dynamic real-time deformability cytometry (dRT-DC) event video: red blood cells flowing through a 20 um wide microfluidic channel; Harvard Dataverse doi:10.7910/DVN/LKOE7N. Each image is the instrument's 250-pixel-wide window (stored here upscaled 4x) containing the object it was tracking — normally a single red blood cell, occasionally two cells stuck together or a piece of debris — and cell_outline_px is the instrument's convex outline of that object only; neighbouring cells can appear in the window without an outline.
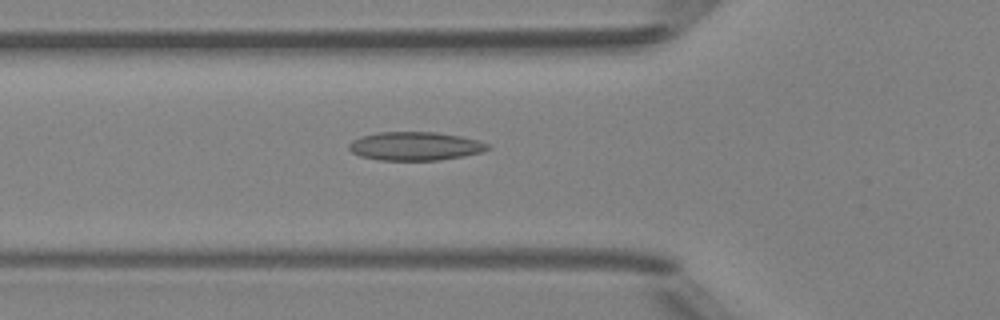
{"species": "Egyptian fruit bat (a non-hibernating species)", "species_latin": "Rousettus aegyptiacus", "temperature_condition": "room temperature", "stored_images_in_passage": 35, "camera_frame_rate_fps": 3000, "um_per_image_px": 0.085, "animal": {"sex": "female"}, "frame": {"image": 1, "passage_image": 4, "time_ms": 1.0, "image_size_px": [1000, 320], "cell_outline_px": [[488, 148], [480, 152], [464, 156], [440, 160], [380, 160], [360, 156], [352, 152], [348, 148], [348, 144], [352, 140], [360, 136], [380, 132], [436, 132], [460, 136], [476, 140], [488, 144]], "centroid_in_image_um": [35.23, 12.42], "position_along_channel_um": 90.6, "area_um2": 22.95}}
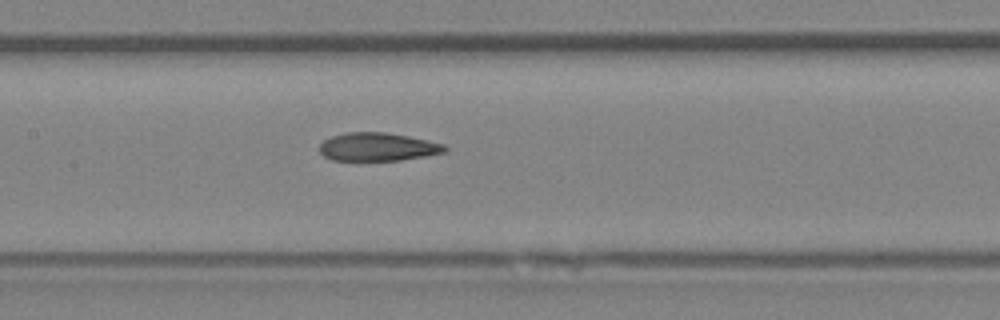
{"frame": {"image": 2, "passage_image": 10, "time_ms": 3.0, "image_size_px": [1000, 320], "cell_outline_px": [[448, 152], [428, 156], [400, 160], [332, 160], [324, 156], [320, 152], [320, 144], [324, 140], [332, 136], [344, 132], [384, 132], [408, 136], [444, 144], [448, 148]], "centroid_in_image_um": [32.14, 12.48], "position_along_channel_um": 175.3, "area_um2": 20.69}}
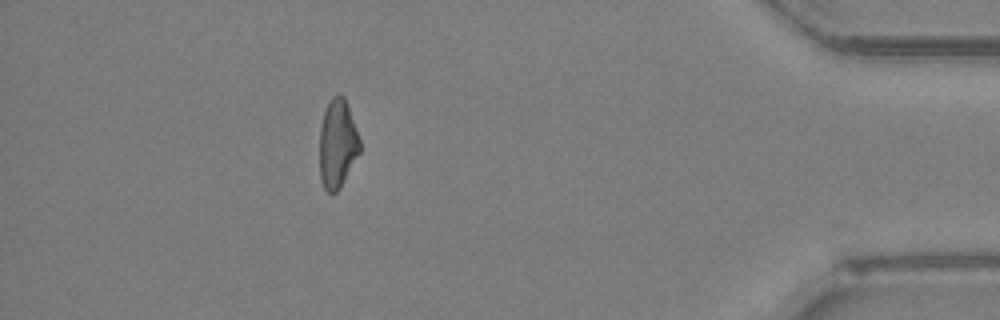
{"frame": {"image": 3, "passage_image": 30, "time_ms": 9.667, "image_size_px": [1000, 320], "cell_outline_px": [[360, 152], [340, 188], [336, 192], [328, 192], [324, 188], [320, 180], [320, 128], [324, 112], [328, 100], [332, 96], [344, 96], [360, 140]], "centroid_in_image_um": [28.67, 12.24], "position_along_channel_um": 406.5, "area_um2": 20.63}, "authors_computed_cell_mechanics": {"area_um2": 21.3282, "velocity_mm_per_s": 4.2468, "shape_relaxation_time_tau1_ms": null, "shape_relaxation_time_tau2_ms": 2.6399, "deformation_change_tau1": null, "deformation_change_tau2": 0.1087}}